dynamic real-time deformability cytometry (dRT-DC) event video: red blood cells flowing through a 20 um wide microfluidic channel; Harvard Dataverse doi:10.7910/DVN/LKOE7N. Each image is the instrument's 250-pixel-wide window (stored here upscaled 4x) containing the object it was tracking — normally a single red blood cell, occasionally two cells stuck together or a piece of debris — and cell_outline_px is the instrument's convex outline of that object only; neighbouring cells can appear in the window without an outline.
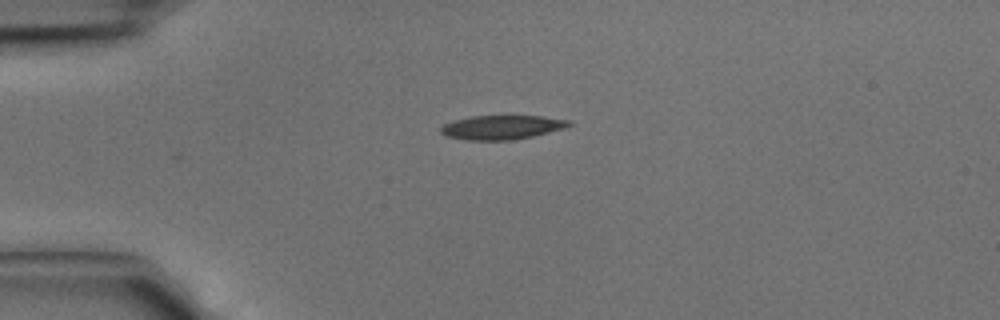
{"species": "common noctule bat (a hibernating species)", "species_latin": "Nyctalus noctula", "temperature_condition": "cold", "stored_images_in_passage": 2, "camera_frame_rate_fps": 3000, "um_per_image_px": 0.085, "animal": {"sex": "male", "body_mass_g": 15.6}, "frame": {"image": 1, "passage_image": 2, "time_ms": 0.333, "image_size_px": [1000, 320], "cell_outline_px": [[572, 124], [564, 128], [532, 136], [512, 140], [464, 140], [444, 136], [440, 132], [440, 128], [444, 124], [452, 120], [468, 116], [544, 116], [572, 120]], "centroid_in_image_um": [42.62, 10.81], "position_along_channel_um": 42.4, "area_um2": 18.21}}